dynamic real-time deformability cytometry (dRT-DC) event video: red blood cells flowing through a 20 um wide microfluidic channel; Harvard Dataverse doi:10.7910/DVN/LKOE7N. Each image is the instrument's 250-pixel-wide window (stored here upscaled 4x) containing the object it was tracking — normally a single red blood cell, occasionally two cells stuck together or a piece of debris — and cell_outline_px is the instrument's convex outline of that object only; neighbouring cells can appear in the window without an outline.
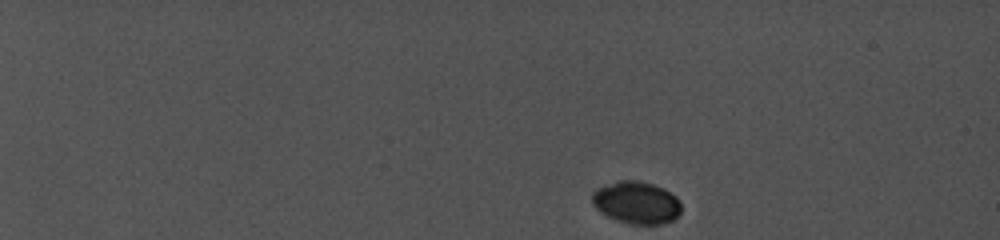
{"species": "common noctule bat (a hibernating species)", "species_latin": "Nyctalus noctula", "temperature_condition": "cold", "stored_images_in_passage": 29, "camera_frame_rate_fps": 5000, "um_per_image_px": 0.085, "animal": {"sex": "female", "body_mass_g": 19.0, "forearm_length_mm": 56.7}, "frame": {"image": 1, "passage_image": 1, "time_ms": 0.0, "image_size_px": [1000, 240], "cell_outline_px": [[680, 212], [672, 220], [660, 224], [632, 224], [616, 220], [600, 212], [592, 204], [592, 192], [596, 188], [620, 180], [636, 180], [652, 184], [664, 188], [676, 196], [680, 200]], "centroid_in_image_um": [54.08, 17.21], "position_along_channel_um": 30.9, "area_um2": 21.96}}
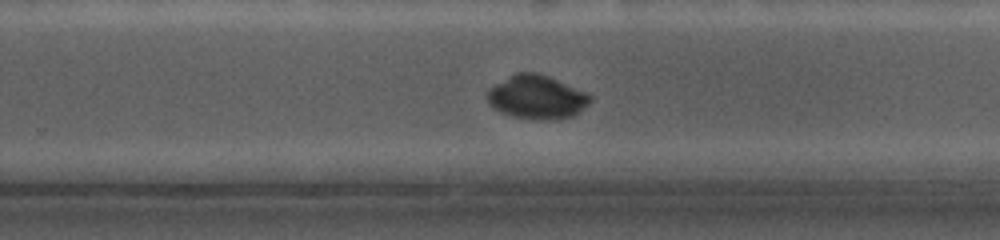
{"frame": {"image": 2, "passage_image": 22, "time_ms": 11.2, "image_size_px": [1000, 240], "cell_outline_px": [[592, 100], [580, 112], [572, 116], [560, 120], [540, 120], [512, 116], [500, 112], [488, 100], [488, 88], [516, 72], [536, 72], [548, 76], [584, 92], [592, 96]], "centroid_in_image_um": [45.64, 8.27], "position_along_channel_um": 284.2, "area_um2": 26.01}}
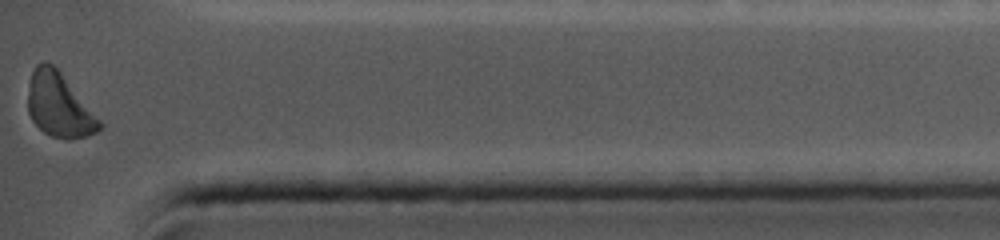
{"frame": {"image": 3, "passage_image": 29, "time_ms": 15.0, "image_size_px": [1000, 240], "cell_outline_px": [[104, 124], [96, 132], [88, 136], [68, 140], [52, 136], [44, 132], [32, 120], [28, 112], [28, 92], [32, 72], [36, 64], [52, 64], [60, 72]], "centroid_in_image_um": [5.03, 8.99], "position_along_channel_um": 430.2, "area_um2": 26.24}, "authors_computed_cell_mechanics": {"area_um2": 25.6054, "velocity_mm_per_s": 3.8782, "shape_relaxation_time_tau1_ms": 4.9158, "shape_relaxation_time_tau2_ms": null, "deformation_change_tau1": 0.2293, "deformation_change_tau2": null}}